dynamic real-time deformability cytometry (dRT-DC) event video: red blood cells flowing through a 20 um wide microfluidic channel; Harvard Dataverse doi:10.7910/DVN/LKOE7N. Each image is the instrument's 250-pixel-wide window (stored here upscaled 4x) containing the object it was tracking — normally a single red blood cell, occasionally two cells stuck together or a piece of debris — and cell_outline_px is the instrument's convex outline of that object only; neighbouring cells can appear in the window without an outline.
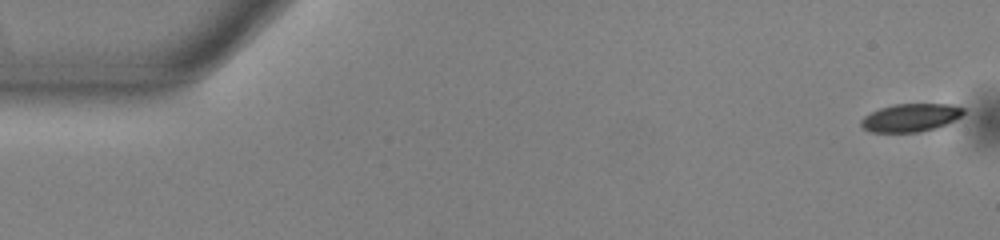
{"species": "common noctule bat (a hibernating species)", "species_latin": "Nyctalus noctula", "temperature_condition": "warm", "stored_images_in_passage": 54, "camera_frame_rate_fps": 3000, "um_per_image_px": 0.085, "animal": {"sex": "male", "body_mass_g": 13.0, "forearm_length_mm": 53.1}, "frame": {"image": 1, "passage_image": 1, "time_ms": 0.0, "image_size_px": [1000, 240], "cell_outline_px": [[964, 112], [960, 116], [936, 128], [920, 132], [868, 132], [860, 124], [860, 120], [864, 116], [880, 108], [896, 104], [952, 104], [964, 108]], "centroid_in_image_um": [77.37, 10.0], "position_along_channel_um": 7.6, "area_um2": 16.59}}
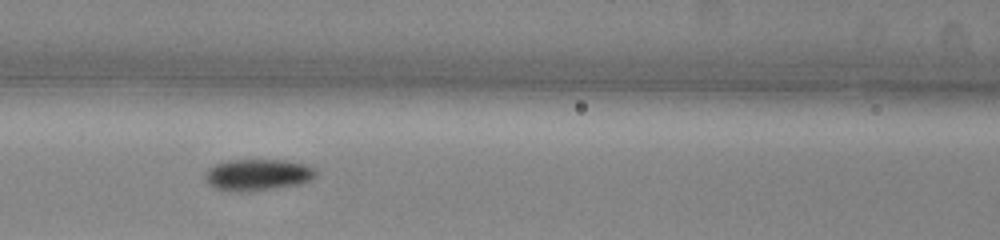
{"frame": {"image": 2, "passage_image": 23, "time_ms": 7.333, "image_size_px": [1000, 240], "cell_outline_px": [[316, 172], [308, 180], [296, 184], [272, 188], [216, 188], [208, 184], [204, 176], [208, 168], [216, 164], [228, 160], [284, 160], [304, 164], [312, 168]], "centroid_in_image_um": [21.87, 14.79], "position_along_channel_um": 144.7, "area_um2": 18.96}}
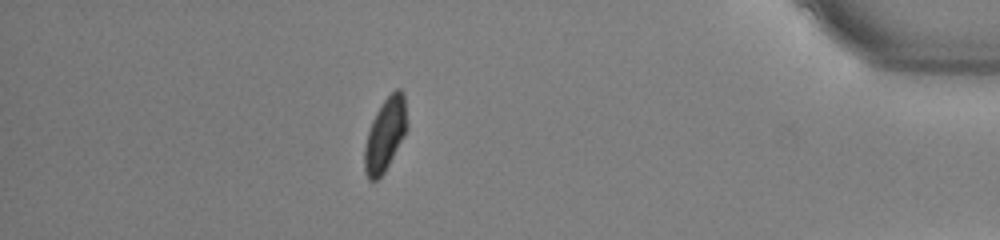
{"frame": {"image": 3, "passage_image": 47, "time_ms": 15.333, "image_size_px": [1000, 240], "cell_outline_px": [[408, 128], [404, 136], [384, 172], [376, 180], [368, 180], [364, 172], [364, 148], [368, 132], [372, 120], [376, 112], [384, 100], [396, 88], [400, 88], [404, 92], [408, 124]], "centroid_in_image_um": [32.75, 11.42], "position_along_channel_um": 402.4, "area_um2": 18.15}, "authors_computed_cell_mechanics": {"area_um2": 18.6983, "velocity_mm_per_s": 3.8212, "shape_relaxation_time_tau1_ms": 5.1929, "shape_relaxation_time_tau2_ms": 11.0164, "deformation_change_tau1": 0.1331, "deformation_change_tau2": 0.1387}}